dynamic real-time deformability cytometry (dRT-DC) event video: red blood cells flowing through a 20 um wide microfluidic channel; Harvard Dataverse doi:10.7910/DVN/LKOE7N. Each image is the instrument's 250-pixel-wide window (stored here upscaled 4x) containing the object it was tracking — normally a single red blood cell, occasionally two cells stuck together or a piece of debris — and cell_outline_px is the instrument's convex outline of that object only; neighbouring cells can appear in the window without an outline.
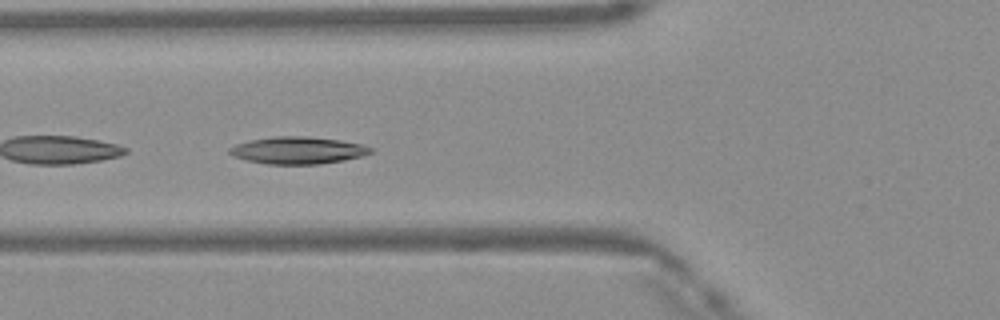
{"species": "Egyptian fruit bat (a non-hibernating species)", "species_latin": "Rousettus aegyptiacus", "temperature_condition": "warm", "stored_images_in_passage": 48, "camera_frame_rate_fps": 3000, "um_per_image_px": 0.085, "frame": {"image": 1, "passage_image": 17, "time_ms": 5.333, "image_size_px": [1000, 320], "cell_outline_px": [[372, 152], [364, 156], [344, 160], [320, 164], [268, 164], [248, 160], [232, 156], [228, 152], [228, 148], [236, 144], [248, 140], [276, 136], [304, 136], [336, 140], [360, 144], [372, 148]], "centroid_in_image_um": [25.28, 12.78], "position_along_channel_um": 100.5, "area_um2": 22.2}}
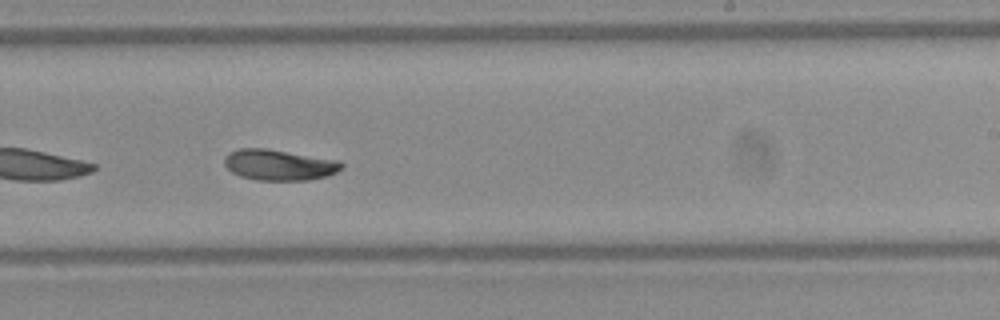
{"frame": {"image": 2, "passage_image": 29, "time_ms": 9.333, "image_size_px": [1000, 320], "cell_outline_px": [[344, 168], [328, 176], [308, 180], [256, 180], [240, 176], [232, 172], [224, 164], [224, 156], [228, 152], [240, 148], [268, 148], [340, 160], [344, 164]], "centroid_in_image_um": [23.74, 14.0], "position_along_channel_um": 265.3, "area_um2": 21.39}}
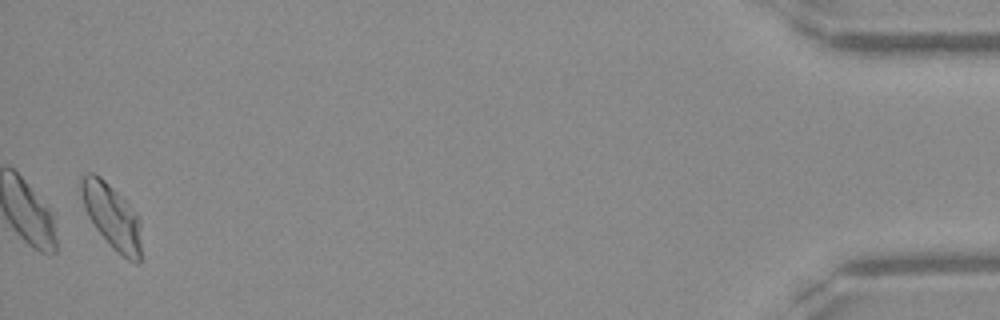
{"frame": {"image": 3, "passage_image": 47, "time_ms": 15.333, "image_size_px": [1000, 320], "cell_outline_px": [[140, 264], [136, 264], [128, 260], [116, 252], [112, 248], [96, 228], [88, 216], [84, 208], [80, 188], [80, 180], [88, 172], [92, 172], [100, 176], [136, 212], [140, 220]], "centroid_in_image_um": [9.51, 18.42], "position_along_channel_um": 425.7, "area_um2": 22.48}, "authors_computed_cell_mechanics": {"area_um2": 21.2993, "velocity_mm_per_s": 4.1213, "shape_relaxation_time_tau1_ms": 5.9789, "shape_relaxation_time_tau2_ms": 3.9094, "deformation_change_tau1": 0.1593, "deformation_change_tau2": 0.0797}}